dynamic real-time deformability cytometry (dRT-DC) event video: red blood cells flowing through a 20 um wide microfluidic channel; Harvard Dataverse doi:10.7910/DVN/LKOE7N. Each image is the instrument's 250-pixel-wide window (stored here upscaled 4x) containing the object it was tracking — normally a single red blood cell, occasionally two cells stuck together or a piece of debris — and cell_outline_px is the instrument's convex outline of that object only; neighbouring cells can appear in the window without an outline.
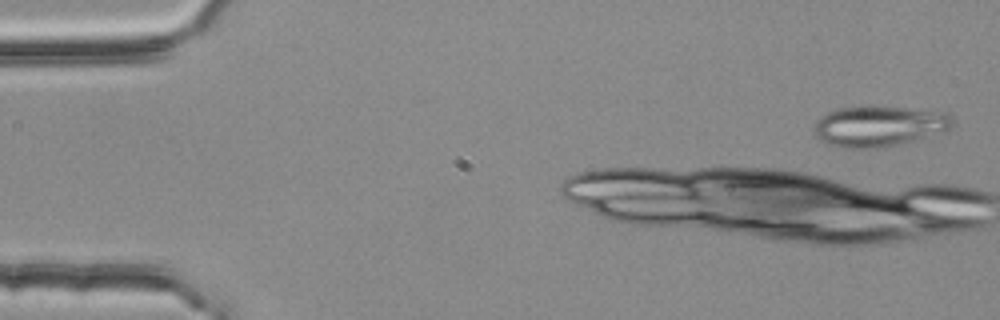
{"species": "common noctule bat (a hibernating species)", "species_latin": "Nyctalus noctula", "temperature_condition": "room temperature", "stored_images_in_passage": 3, "camera_frame_rate_fps": 3000, "um_per_image_px": 0.085, "animal": {"sex": "female", "body_mass_g": 25.1}, "frame": {"image": 1, "passage_image": 1, "time_ms": 0.0, "image_size_px": [1000, 320], "cell_outline_px": [[956, 124], [952, 128], [912, 140], [896, 144], [876, 148], [840, 148], [828, 144], [820, 140], [816, 136], [816, 120], [820, 116], [828, 112], [840, 108], [908, 108], [948, 112], [952, 116]], "centroid_in_image_um": [74.74, 10.73], "position_along_channel_um": 10.3, "area_um2": 32.08}}